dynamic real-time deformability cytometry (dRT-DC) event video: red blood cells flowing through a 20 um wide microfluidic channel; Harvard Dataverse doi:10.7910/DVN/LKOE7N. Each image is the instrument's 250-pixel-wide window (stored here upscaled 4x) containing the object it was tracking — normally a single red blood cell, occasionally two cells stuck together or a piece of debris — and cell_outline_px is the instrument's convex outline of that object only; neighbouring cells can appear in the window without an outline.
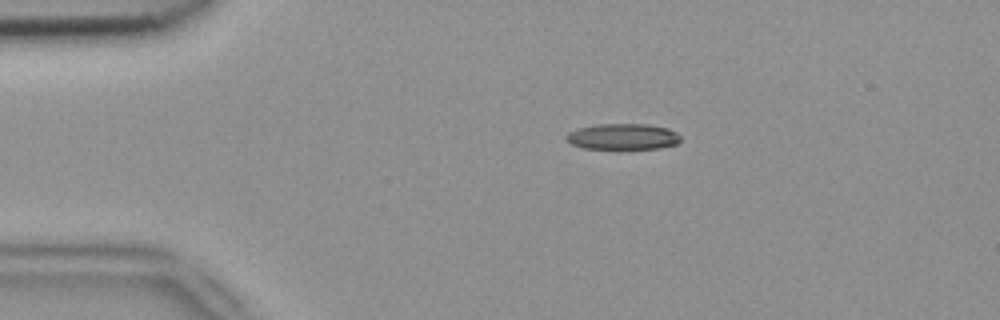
{"species": "common noctule bat (a hibernating species)", "species_latin": "Nyctalus noctula", "temperature_condition": "room temperature", "stored_images_in_passage": 3, "camera_frame_rate_fps": 3000, "um_per_image_px": 0.085, "animal": {"sex": "female", "body_mass_g": 18.4}, "frame": {"image": 1, "passage_image": 2, "time_ms": 0.333, "image_size_px": [1000, 320], "cell_outline_px": [[680, 140], [676, 144], [660, 148], [624, 152], [616, 152], [584, 148], [572, 144], [568, 140], [568, 132], [580, 128], [596, 124], [648, 124], [668, 128], [676, 132], [680, 136]], "centroid_in_image_um": [52.98, 11.67], "position_along_channel_um": 32.0, "area_um2": 18.21}}